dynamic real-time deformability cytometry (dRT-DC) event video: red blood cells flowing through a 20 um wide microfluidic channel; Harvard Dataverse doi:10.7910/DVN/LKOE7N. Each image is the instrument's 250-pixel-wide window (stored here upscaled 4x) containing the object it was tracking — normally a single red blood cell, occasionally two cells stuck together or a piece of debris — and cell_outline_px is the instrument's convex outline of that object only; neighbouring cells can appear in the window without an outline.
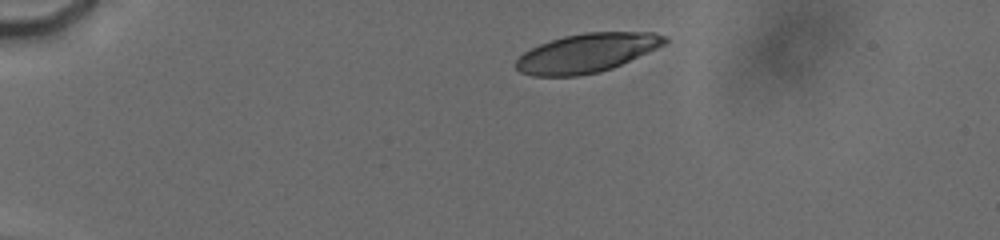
{"species": "human", "species_latin": "Homo sapiens", "temperature_condition": "cold", "stored_images_in_passage": 46, "camera_frame_rate_fps": 3000, "um_per_image_px": 0.085, "donor": {"sex": "male"}, "frame": {"image": 1, "passage_image": 3, "time_ms": 0.667, "image_size_px": [1000, 240], "cell_outline_px": [[668, 40], [664, 44], [648, 52], [612, 68], [600, 72], [576, 76], [532, 76], [520, 72], [516, 68], [516, 60], [524, 52], [540, 44], [564, 36], [584, 32], [652, 32], [668, 36]], "centroid_in_image_um": [49.88, 4.5], "position_along_channel_um": 35.1, "area_um2": 33.58}}
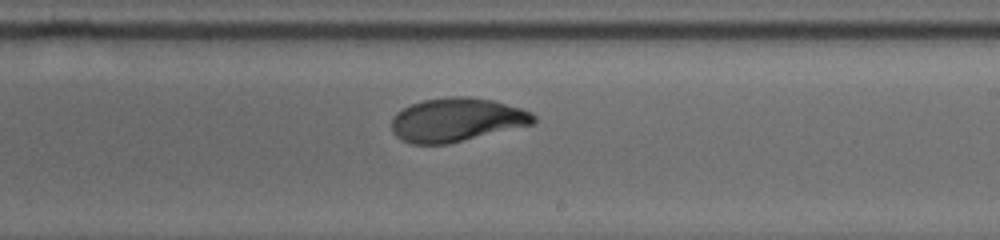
{"frame": {"image": 2, "passage_image": 25, "time_ms": 8.333, "image_size_px": [1000, 240], "cell_outline_px": [[536, 120], [532, 124], [448, 144], [412, 144], [400, 140], [392, 132], [392, 116], [396, 112], [412, 104], [424, 100], [452, 96], [468, 96], [492, 100], [520, 108], [532, 112], [536, 116]], "centroid_in_image_um": [38.78, 10.19], "position_along_channel_um": 250.2, "area_um2": 36.07}}
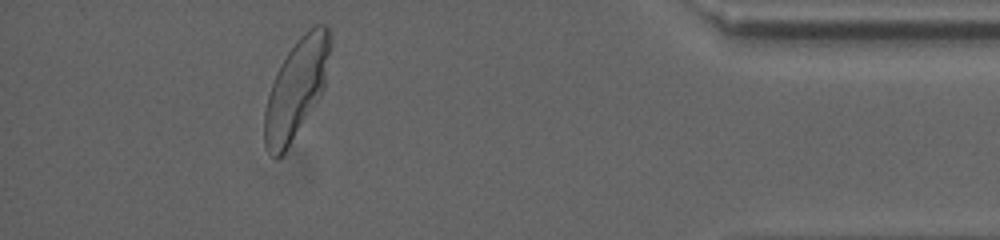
{"frame": {"image": 3, "passage_image": 41, "time_ms": 13.667, "image_size_px": [1000, 240], "cell_outline_px": [[332, 44], [324, 88], [320, 96], [284, 152], [276, 160], [268, 152], [264, 144], [264, 112], [268, 96], [272, 84], [288, 52], [300, 36], [308, 28], [316, 24], [324, 24], [328, 28]], "centroid_in_image_um": [25.2, 7.5], "position_along_channel_um": 410.0, "area_um2": 37.22}, "authors_computed_cell_mechanics": {"area_um2": 36.125, "velocity_mm_per_s": 3.7582, "shape_relaxation_time_tau1_ms": 2.8698, "shape_relaxation_time_tau2_ms": 1.2341, "deformation_change_tau1": 0.1427, "deformation_change_tau2": 0.0539}}